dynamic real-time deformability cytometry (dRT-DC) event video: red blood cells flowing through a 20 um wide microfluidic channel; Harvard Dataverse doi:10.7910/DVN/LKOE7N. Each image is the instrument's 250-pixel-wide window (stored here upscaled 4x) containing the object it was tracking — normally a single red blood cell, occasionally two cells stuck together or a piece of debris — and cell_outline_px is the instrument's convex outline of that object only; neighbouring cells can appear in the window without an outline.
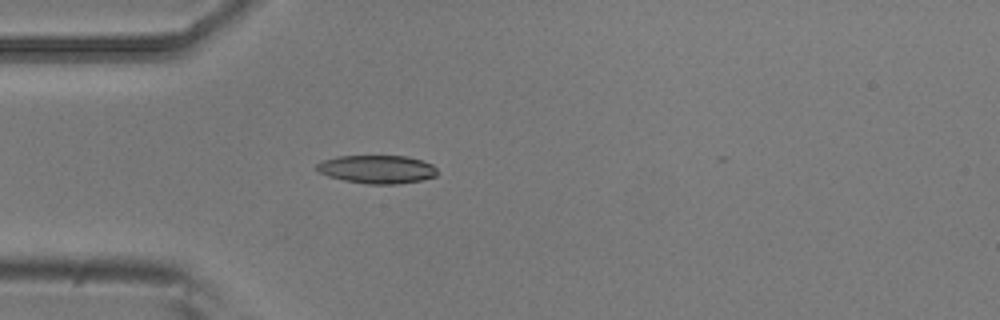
{"species": "common noctule bat (a hibernating species)", "species_latin": "Nyctalus noctula", "temperature_condition": "room temperature", "stored_images_in_passage": 5, "camera_frame_rate_fps": 3000, "um_per_image_px": 0.085, "animal": {"sex": "male", "body_mass_g": 20.5, "forearm_length_mm": 52.5}, "frame": {"image": 1, "passage_image": 5, "time_ms": 1.333, "image_size_px": [1000, 320], "cell_outline_px": [[436, 176], [420, 180], [396, 184], [368, 184], [344, 180], [328, 176], [320, 172], [316, 168], [316, 164], [324, 160], [336, 156], [408, 156], [424, 160], [432, 164], [436, 168]], "centroid_in_image_um": [32.06, 14.38], "position_along_channel_um": 52.9, "area_um2": 19.83}}